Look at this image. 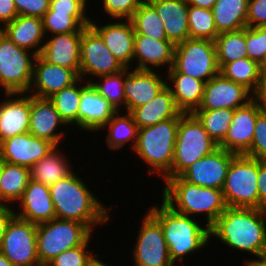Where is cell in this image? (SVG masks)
Masks as SVG:
<instances>
[{"instance_id":"cell-1","label":"cell","mask_w":266,"mask_h":266,"mask_svg":"<svg viewBox=\"0 0 266 266\" xmlns=\"http://www.w3.org/2000/svg\"><path fill=\"white\" fill-rule=\"evenodd\" d=\"M221 240L226 247L254 257L266 258V209L227 207L210 227V240Z\"/></svg>"},{"instance_id":"cell-2","label":"cell","mask_w":266,"mask_h":266,"mask_svg":"<svg viewBox=\"0 0 266 266\" xmlns=\"http://www.w3.org/2000/svg\"><path fill=\"white\" fill-rule=\"evenodd\" d=\"M78 174L74 171L49 186L56 218L78 221L94 232L95 227L105 226L112 221L110 208L112 210L114 205L108 208L102 203Z\"/></svg>"},{"instance_id":"cell-3","label":"cell","mask_w":266,"mask_h":266,"mask_svg":"<svg viewBox=\"0 0 266 266\" xmlns=\"http://www.w3.org/2000/svg\"><path fill=\"white\" fill-rule=\"evenodd\" d=\"M148 209V212L161 224L171 261L176 266H179V262L180 264L185 262L189 255H195L209 246L210 228L201 220L179 214L163 201L159 206L154 205Z\"/></svg>"},{"instance_id":"cell-4","label":"cell","mask_w":266,"mask_h":266,"mask_svg":"<svg viewBox=\"0 0 266 266\" xmlns=\"http://www.w3.org/2000/svg\"><path fill=\"white\" fill-rule=\"evenodd\" d=\"M164 182L161 200L179 214L197 219L204 215L202 222L205 221L209 228L227 208L220 189L198 186L179 176L167 178Z\"/></svg>"},{"instance_id":"cell-5","label":"cell","mask_w":266,"mask_h":266,"mask_svg":"<svg viewBox=\"0 0 266 266\" xmlns=\"http://www.w3.org/2000/svg\"><path fill=\"white\" fill-rule=\"evenodd\" d=\"M183 114L180 112L175 118L138 130L133 154L136 153L135 156L140 158L141 163L149 166L147 173L153 176L158 174L163 181L170 178L179 119Z\"/></svg>"},{"instance_id":"cell-6","label":"cell","mask_w":266,"mask_h":266,"mask_svg":"<svg viewBox=\"0 0 266 266\" xmlns=\"http://www.w3.org/2000/svg\"><path fill=\"white\" fill-rule=\"evenodd\" d=\"M217 148L218 144L208 135L198 118L193 113H184L179 119L170 177L179 176Z\"/></svg>"},{"instance_id":"cell-7","label":"cell","mask_w":266,"mask_h":266,"mask_svg":"<svg viewBox=\"0 0 266 266\" xmlns=\"http://www.w3.org/2000/svg\"><path fill=\"white\" fill-rule=\"evenodd\" d=\"M94 233L74 220L53 219L37 224V254L45 266L54 257L68 249L84 244Z\"/></svg>"},{"instance_id":"cell-8","label":"cell","mask_w":266,"mask_h":266,"mask_svg":"<svg viewBox=\"0 0 266 266\" xmlns=\"http://www.w3.org/2000/svg\"><path fill=\"white\" fill-rule=\"evenodd\" d=\"M258 160L236 155L228 168L222 188L227 207L259 209Z\"/></svg>"},{"instance_id":"cell-9","label":"cell","mask_w":266,"mask_h":266,"mask_svg":"<svg viewBox=\"0 0 266 266\" xmlns=\"http://www.w3.org/2000/svg\"><path fill=\"white\" fill-rule=\"evenodd\" d=\"M35 57L34 53L18 47L0 30V91L28 93Z\"/></svg>"},{"instance_id":"cell-10","label":"cell","mask_w":266,"mask_h":266,"mask_svg":"<svg viewBox=\"0 0 266 266\" xmlns=\"http://www.w3.org/2000/svg\"><path fill=\"white\" fill-rule=\"evenodd\" d=\"M173 67L205 83L220 73L214 41L188 38L175 45Z\"/></svg>"},{"instance_id":"cell-11","label":"cell","mask_w":266,"mask_h":266,"mask_svg":"<svg viewBox=\"0 0 266 266\" xmlns=\"http://www.w3.org/2000/svg\"><path fill=\"white\" fill-rule=\"evenodd\" d=\"M125 67L115 58L100 35L88 26L82 31L80 42V75L87 82L109 74H115Z\"/></svg>"},{"instance_id":"cell-12","label":"cell","mask_w":266,"mask_h":266,"mask_svg":"<svg viewBox=\"0 0 266 266\" xmlns=\"http://www.w3.org/2000/svg\"><path fill=\"white\" fill-rule=\"evenodd\" d=\"M36 238L37 224L14 216L7 225L0 252L14 266H42Z\"/></svg>"},{"instance_id":"cell-13","label":"cell","mask_w":266,"mask_h":266,"mask_svg":"<svg viewBox=\"0 0 266 266\" xmlns=\"http://www.w3.org/2000/svg\"><path fill=\"white\" fill-rule=\"evenodd\" d=\"M145 214L131 249L134 266H176L171 261L161 224L148 211Z\"/></svg>"},{"instance_id":"cell-14","label":"cell","mask_w":266,"mask_h":266,"mask_svg":"<svg viewBox=\"0 0 266 266\" xmlns=\"http://www.w3.org/2000/svg\"><path fill=\"white\" fill-rule=\"evenodd\" d=\"M236 155L218 147L186 168L179 177L198 186L222 190L228 168Z\"/></svg>"},{"instance_id":"cell-15","label":"cell","mask_w":266,"mask_h":266,"mask_svg":"<svg viewBox=\"0 0 266 266\" xmlns=\"http://www.w3.org/2000/svg\"><path fill=\"white\" fill-rule=\"evenodd\" d=\"M252 100V93L218 73L205 83L203 98L196 110L236 109Z\"/></svg>"},{"instance_id":"cell-16","label":"cell","mask_w":266,"mask_h":266,"mask_svg":"<svg viewBox=\"0 0 266 266\" xmlns=\"http://www.w3.org/2000/svg\"><path fill=\"white\" fill-rule=\"evenodd\" d=\"M93 17L95 19L91 18L90 26L100 35L111 53L125 68H133L135 31L130 19H112V22L107 20V23L99 25V20Z\"/></svg>"},{"instance_id":"cell-17","label":"cell","mask_w":266,"mask_h":266,"mask_svg":"<svg viewBox=\"0 0 266 266\" xmlns=\"http://www.w3.org/2000/svg\"><path fill=\"white\" fill-rule=\"evenodd\" d=\"M64 127L71 129L60 118L59 113L48 98L30 95L29 133L38 138L48 140L55 146H60L64 140L66 141L64 138H68L63 130Z\"/></svg>"},{"instance_id":"cell-18","label":"cell","mask_w":266,"mask_h":266,"mask_svg":"<svg viewBox=\"0 0 266 266\" xmlns=\"http://www.w3.org/2000/svg\"><path fill=\"white\" fill-rule=\"evenodd\" d=\"M55 147L50 141L27 132L2 141L0 143V153L5 162L30 169Z\"/></svg>"},{"instance_id":"cell-19","label":"cell","mask_w":266,"mask_h":266,"mask_svg":"<svg viewBox=\"0 0 266 266\" xmlns=\"http://www.w3.org/2000/svg\"><path fill=\"white\" fill-rule=\"evenodd\" d=\"M158 72V70L127 68L124 84L125 112L150 103L166 86V77L163 76H166V73L158 74Z\"/></svg>"},{"instance_id":"cell-20","label":"cell","mask_w":266,"mask_h":266,"mask_svg":"<svg viewBox=\"0 0 266 266\" xmlns=\"http://www.w3.org/2000/svg\"><path fill=\"white\" fill-rule=\"evenodd\" d=\"M79 78L74 70L49 63L38 55L34 59L32 84L28 94L39 98H49L74 84Z\"/></svg>"},{"instance_id":"cell-21","label":"cell","mask_w":266,"mask_h":266,"mask_svg":"<svg viewBox=\"0 0 266 266\" xmlns=\"http://www.w3.org/2000/svg\"><path fill=\"white\" fill-rule=\"evenodd\" d=\"M116 112L109 101L101 96L90 82L81 78V98L78 110V128L82 130L80 133L83 131L98 132Z\"/></svg>"},{"instance_id":"cell-22","label":"cell","mask_w":266,"mask_h":266,"mask_svg":"<svg viewBox=\"0 0 266 266\" xmlns=\"http://www.w3.org/2000/svg\"><path fill=\"white\" fill-rule=\"evenodd\" d=\"M17 203L19 207L16 206L18 210L14 208L15 216L25 221L40 224L56 218L49 186L41 182L29 179L27 187Z\"/></svg>"},{"instance_id":"cell-23","label":"cell","mask_w":266,"mask_h":266,"mask_svg":"<svg viewBox=\"0 0 266 266\" xmlns=\"http://www.w3.org/2000/svg\"><path fill=\"white\" fill-rule=\"evenodd\" d=\"M260 113L253 99L246 105L236 108L228 133L218 147L237 155L245 154L251 147L256 118Z\"/></svg>"},{"instance_id":"cell-24","label":"cell","mask_w":266,"mask_h":266,"mask_svg":"<svg viewBox=\"0 0 266 266\" xmlns=\"http://www.w3.org/2000/svg\"><path fill=\"white\" fill-rule=\"evenodd\" d=\"M0 102V143L29 132L30 94L4 93ZM7 98V99H6Z\"/></svg>"},{"instance_id":"cell-25","label":"cell","mask_w":266,"mask_h":266,"mask_svg":"<svg viewBox=\"0 0 266 266\" xmlns=\"http://www.w3.org/2000/svg\"><path fill=\"white\" fill-rule=\"evenodd\" d=\"M174 50L175 45L169 40H156L146 35H135L133 51L135 67L133 68L156 71L165 68L167 72L174 63Z\"/></svg>"},{"instance_id":"cell-26","label":"cell","mask_w":266,"mask_h":266,"mask_svg":"<svg viewBox=\"0 0 266 266\" xmlns=\"http://www.w3.org/2000/svg\"><path fill=\"white\" fill-rule=\"evenodd\" d=\"M82 32L46 36L39 56L52 64L74 70L80 75V42Z\"/></svg>"},{"instance_id":"cell-27","label":"cell","mask_w":266,"mask_h":266,"mask_svg":"<svg viewBox=\"0 0 266 266\" xmlns=\"http://www.w3.org/2000/svg\"><path fill=\"white\" fill-rule=\"evenodd\" d=\"M163 21L167 40L174 45L184 42L189 36L187 0H147Z\"/></svg>"},{"instance_id":"cell-28","label":"cell","mask_w":266,"mask_h":266,"mask_svg":"<svg viewBox=\"0 0 266 266\" xmlns=\"http://www.w3.org/2000/svg\"><path fill=\"white\" fill-rule=\"evenodd\" d=\"M166 73V86L176 107L183 113H193L202 102L205 82L179 73L173 66Z\"/></svg>"},{"instance_id":"cell-29","label":"cell","mask_w":266,"mask_h":266,"mask_svg":"<svg viewBox=\"0 0 266 266\" xmlns=\"http://www.w3.org/2000/svg\"><path fill=\"white\" fill-rule=\"evenodd\" d=\"M1 31L18 47L31 51L36 56L41 53L46 38L40 17L17 16Z\"/></svg>"},{"instance_id":"cell-30","label":"cell","mask_w":266,"mask_h":266,"mask_svg":"<svg viewBox=\"0 0 266 266\" xmlns=\"http://www.w3.org/2000/svg\"><path fill=\"white\" fill-rule=\"evenodd\" d=\"M180 112L176 107L171 90L165 86L150 103L137 107L129 113L140 129L175 118Z\"/></svg>"},{"instance_id":"cell-31","label":"cell","mask_w":266,"mask_h":266,"mask_svg":"<svg viewBox=\"0 0 266 266\" xmlns=\"http://www.w3.org/2000/svg\"><path fill=\"white\" fill-rule=\"evenodd\" d=\"M56 146L40 161L36 162L30 169V179L50 186L72 174L75 170L65 156V151ZM62 149V150H61ZM64 152V153H63Z\"/></svg>"},{"instance_id":"cell-32","label":"cell","mask_w":266,"mask_h":266,"mask_svg":"<svg viewBox=\"0 0 266 266\" xmlns=\"http://www.w3.org/2000/svg\"><path fill=\"white\" fill-rule=\"evenodd\" d=\"M120 112L123 111H117L99 132L107 128L108 133H106L104 140L109 150L114 152L117 150L118 152V150L121 151V148L124 149V146L128 145L129 147L130 145L132 147L130 149L133 151L137 143L139 128L129 112L124 111V114Z\"/></svg>"},{"instance_id":"cell-33","label":"cell","mask_w":266,"mask_h":266,"mask_svg":"<svg viewBox=\"0 0 266 266\" xmlns=\"http://www.w3.org/2000/svg\"><path fill=\"white\" fill-rule=\"evenodd\" d=\"M211 10L219 34L247 27L248 0H217Z\"/></svg>"},{"instance_id":"cell-34","label":"cell","mask_w":266,"mask_h":266,"mask_svg":"<svg viewBox=\"0 0 266 266\" xmlns=\"http://www.w3.org/2000/svg\"><path fill=\"white\" fill-rule=\"evenodd\" d=\"M29 179V168L4 161L0 175V202L17 205Z\"/></svg>"},{"instance_id":"cell-35","label":"cell","mask_w":266,"mask_h":266,"mask_svg":"<svg viewBox=\"0 0 266 266\" xmlns=\"http://www.w3.org/2000/svg\"><path fill=\"white\" fill-rule=\"evenodd\" d=\"M87 14L54 12L49 8L42 17L45 36L82 32L90 26L91 17Z\"/></svg>"},{"instance_id":"cell-36","label":"cell","mask_w":266,"mask_h":266,"mask_svg":"<svg viewBox=\"0 0 266 266\" xmlns=\"http://www.w3.org/2000/svg\"><path fill=\"white\" fill-rule=\"evenodd\" d=\"M214 44L220 69L226 63L248 57L246 51V28L220 33L214 40Z\"/></svg>"},{"instance_id":"cell-37","label":"cell","mask_w":266,"mask_h":266,"mask_svg":"<svg viewBox=\"0 0 266 266\" xmlns=\"http://www.w3.org/2000/svg\"><path fill=\"white\" fill-rule=\"evenodd\" d=\"M220 73L225 78L243 85L252 94L256 91L262 76L260 64L248 57L226 63L220 69Z\"/></svg>"},{"instance_id":"cell-38","label":"cell","mask_w":266,"mask_h":266,"mask_svg":"<svg viewBox=\"0 0 266 266\" xmlns=\"http://www.w3.org/2000/svg\"><path fill=\"white\" fill-rule=\"evenodd\" d=\"M81 98V78L74 84L56 92L48 99L67 126L78 128V110Z\"/></svg>"},{"instance_id":"cell-39","label":"cell","mask_w":266,"mask_h":266,"mask_svg":"<svg viewBox=\"0 0 266 266\" xmlns=\"http://www.w3.org/2000/svg\"><path fill=\"white\" fill-rule=\"evenodd\" d=\"M130 21L133 25L135 35H146L156 40H167L163 21L157 14L155 8L145 0L134 12Z\"/></svg>"},{"instance_id":"cell-40","label":"cell","mask_w":266,"mask_h":266,"mask_svg":"<svg viewBox=\"0 0 266 266\" xmlns=\"http://www.w3.org/2000/svg\"><path fill=\"white\" fill-rule=\"evenodd\" d=\"M126 77L127 68L115 74H109L92 79L90 83L101 96L109 101L116 111H121V109L125 111L126 99L124 84Z\"/></svg>"},{"instance_id":"cell-41","label":"cell","mask_w":266,"mask_h":266,"mask_svg":"<svg viewBox=\"0 0 266 266\" xmlns=\"http://www.w3.org/2000/svg\"><path fill=\"white\" fill-rule=\"evenodd\" d=\"M234 109L195 110L193 114L202 123L208 135L219 145L226 137L233 120Z\"/></svg>"},{"instance_id":"cell-42","label":"cell","mask_w":266,"mask_h":266,"mask_svg":"<svg viewBox=\"0 0 266 266\" xmlns=\"http://www.w3.org/2000/svg\"><path fill=\"white\" fill-rule=\"evenodd\" d=\"M188 25L190 38L208 39L214 41L217 32L211 9L188 6Z\"/></svg>"},{"instance_id":"cell-43","label":"cell","mask_w":266,"mask_h":266,"mask_svg":"<svg viewBox=\"0 0 266 266\" xmlns=\"http://www.w3.org/2000/svg\"><path fill=\"white\" fill-rule=\"evenodd\" d=\"M94 235H92L84 244L63 251L52 260H50L45 266H88L90 261L96 255L89 249L90 242L93 243ZM92 239V240H91Z\"/></svg>"},{"instance_id":"cell-44","label":"cell","mask_w":266,"mask_h":266,"mask_svg":"<svg viewBox=\"0 0 266 266\" xmlns=\"http://www.w3.org/2000/svg\"><path fill=\"white\" fill-rule=\"evenodd\" d=\"M246 46L248 58L261 64L266 56V26L246 27Z\"/></svg>"},{"instance_id":"cell-45","label":"cell","mask_w":266,"mask_h":266,"mask_svg":"<svg viewBox=\"0 0 266 266\" xmlns=\"http://www.w3.org/2000/svg\"><path fill=\"white\" fill-rule=\"evenodd\" d=\"M145 0H101L103 11L111 19H130ZM110 17V18H109Z\"/></svg>"},{"instance_id":"cell-46","label":"cell","mask_w":266,"mask_h":266,"mask_svg":"<svg viewBox=\"0 0 266 266\" xmlns=\"http://www.w3.org/2000/svg\"><path fill=\"white\" fill-rule=\"evenodd\" d=\"M253 141L244 154L257 160H266V115L260 113L256 118Z\"/></svg>"},{"instance_id":"cell-47","label":"cell","mask_w":266,"mask_h":266,"mask_svg":"<svg viewBox=\"0 0 266 266\" xmlns=\"http://www.w3.org/2000/svg\"><path fill=\"white\" fill-rule=\"evenodd\" d=\"M18 16L42 18L49 9L50 0H14Z\"/></svg>"},{"instance_id":"cell-48","label":"cell","mask_w":266,"mask_h":266,"mask_svg":"<svg viewBox=\"0 0 266 266\" xmlns=\"http://www.w3.org/2000/svg\"><path fill=\"white\" fill-rule=\"evenodd\" d=\"M266 26V0H248L247 27Z\"/></svg>"},{"instance_id":"cell-49","label":"cell","mask_w":266,"mask_h":266,"mask_svg":"<svg viewBox=\"0 0 266 266\" xmlns=\"http://www.w3.org/2000/svg\"><path fill=\"white\" fill-rule=\"evenodd\" d=\"M90 0H50L49 8L54 12L87 13Z\"/></svg>"},{"instance_id":"cell-50","label":"cell","mask_w":266,"mask_h":266,"mask_svg":"<svg viewBox=\"0 0 266 266\" xmlns=\"http://www.w3.org/2000/svg\"><path fill=\"white\" fill-rule=\"evenodd\" d=\"M259 209H266V160H258Z\"/></svg>"},{"instance_id":"cell-51","label":"cell","mask_w":266,"mask_h":266,"mask_svg":"<svg viewBox=\"0 0 266 266\" xmlns=\"http://www.w3.org/2000/svg\"><path fill=\"white\" fill-rule=\"evenodd\" d=\"M17 16L14 0H0V30Z\"/></svg>"},{"instance_id":"cell-52","label":"cell","mask_w":266,"mask_h":266,"mask_svg":"<svg viewBox=\"0 0 266 266\" xmlns=\"http://www.w3.org/2000/svg\"><path fill=\"white\" fill-rule=\"evenodd\" d=\"M14 206L8 203L0 202V247L5 235L8 223L15 216Z\"/></svg>"},{"instance_id":"cell-53","label":"cell","mask_w":266,"mask_h":266,"mask_svg":"<svg viewBox=\"0 0 266 266\" xmlns=\"http://www.w3.org/2000/svg\"><path fill=\"white\" fill-rule=\"evenodd\" d=\"M252 99L257 103L260 112L266 115V75L262 74Z\"/></svg>"},{"instance_id":"cell-54","label":"cell","mask_w":266,"mask_h":266,"mask_svg":"<svg viewBox=\"0 0 266 266\" xmlns=\"http://www.w3.org/2000/svg\"><path fill=\"white\" fill-rule=\"evenodd\" d=\"M188 4L203 9H212L217 0H187Z\"/></svg>"},{"instance_id":"cell-55","label":"cell","mask_w":266,"mask_h":266,"mask_svg":"<svg viewBox=\"0 0 266 266\" xmlns=\"http://www.w3.org/2000/svg\"><path fill=\"white\" fill-rule=\"evenodd\" d=\"M98 257H99V254L94 256V258L90 261L88 266H110L106 264L105 261H103L101 258H98Z\"/></svg>"},{"instance_id":"cell-56","label":"cell","mask_w":266,"mask_h":266,"mask_svg":"<svg viewBox=\"0 0 266 266\" xmlns=\"http://www.w3.org/2000/svg\"><path fill=\"white\" fill-rule=\"evenodd\" d=\"M245 266H266V258L251 260L249 262L243 263Z\"/></svg>"},{"instance_id":"cell-57","label":"cell","mask_w":266,"mask_h":266,"mask_svg":"<svg viewBox=\"0 0 266 266\" xmlns=\"http://www.w3.org/2000/svg\"><path fill=\"white\" fill-rule=\"evenodd\" d=\"M0 266H14V265L0 252Z\"/></svg>"},{"instance_id":"cell-58","label":"cell","mask_w":266,"mask_h":266,"mask_svg":"<svg viewBox=\"0 0 266 266\" xmlns=\"http://www.w3.org/2000/svg\"><path fill=\"white\" fill-rule=\"evenodd\" d=\"M262 74L266 75V56L263 62L260 64Z\"/></svg>"},{"instance_id":"cell-59","label":"cell","mask_w":266,"mask_h":266,"mask_svg":"<svg viewBox=\"0 0 266 266\" xmlns=\"http://www.w3.org/2000/svg\"><path fill=\"white\" fill-rule=\"evenodd\" d=\"M4 160L2 159L1 153H0V175L3 168Z\"/></svg>"}]
</instances>
